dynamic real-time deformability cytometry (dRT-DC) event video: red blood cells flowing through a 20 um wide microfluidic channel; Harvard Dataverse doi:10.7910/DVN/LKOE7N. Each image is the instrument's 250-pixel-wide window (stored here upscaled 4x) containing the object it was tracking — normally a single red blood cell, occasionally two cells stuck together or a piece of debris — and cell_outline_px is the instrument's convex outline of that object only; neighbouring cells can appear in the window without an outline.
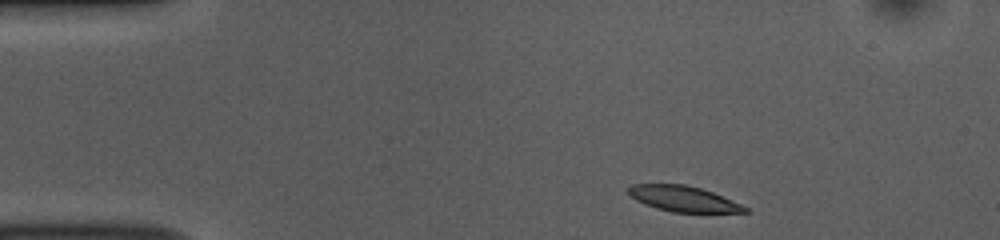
{"species": "common noctule bat (a hibernating species)", "species_latin": "Nyctalus noctula", "temperature_condition": "room temperature", "stored_images_in_passage": 44, "camera_frame_rate_fps": 3000, "um_per_image_px": 0.085, "animal": {"sex": "female", "body_mass_g": 10.0, "forearm_length_mm": 53.1}, "frame": {"image": 1, "passage_image": 1, "time_ms": 0.0, "image_size_px": [1000, 240], "cell_outline_px": [[748, 212], [672, 212], [656, 208], [644, 204], [628, 196], [628, 188], [632, 184], [684, 184], [700, 188], [712, 192], [740, 204], [748, 208]], "centroid_in_image_um": [58.02, 16.89], "position_along_channel_um": 27.0, "area_um2": 17.22}}
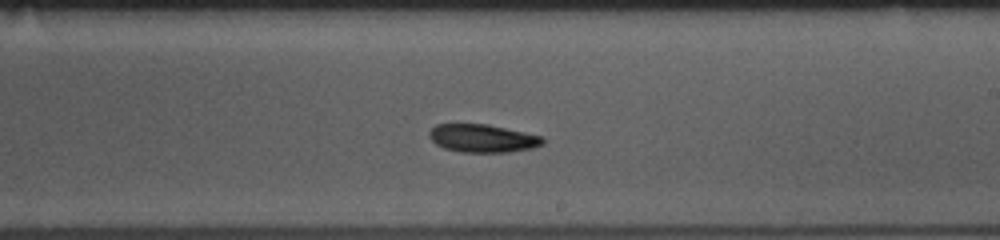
{"frame": {"image": 2, "passage_image": 23, "time_ms": 7.333, "image_size_px": [1000, 240], "cell_outline_px": [[544, 144], [532, 148], [508, 152], [460, 152], [444, 148], [436, 144], [428, 136], [428, 132], [436, 124], [488, 124], [544, 136]], "centroid_in_image_um": [41.03, 11.75], "position_along_channel_um": 248.0, "area_um2": 18.67}}
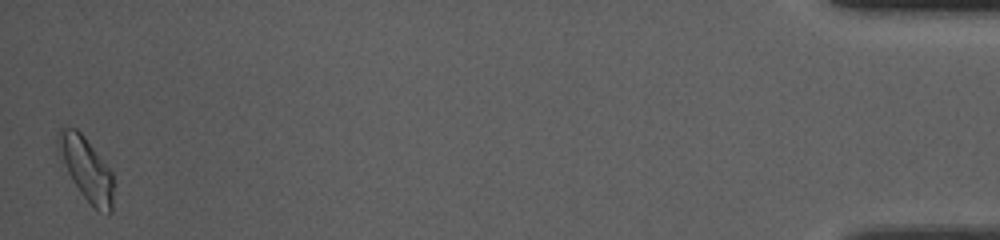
{"frame": {"image": 3, "passage_image": 44, "time_ms": 14.333, "image_size_px": [1000, 240], "cell_outline_px": [[112, 212], [108, 216], [96, 208], [80, 192], [60, 164], [56, 148], [56, 140], [60, 128], [64, 124], [76, 128], [84, 136], [112, 172]], "centroid_in_image_um": [7.25, 14.29], "position_along_channel_um": 427.9, "area_um2": 20.69}, "authors_computed_cell_mechanics": {"area_um2": 18.9295, "velocity_mm_per_s": 3.8491, "shape_relaxation_time_tau1_ms": 5.4371, "shape_relaxation_time_tau2_ms": null, "deformation_change_tau1": 0.1425, "deformation_change_tau2": null}}